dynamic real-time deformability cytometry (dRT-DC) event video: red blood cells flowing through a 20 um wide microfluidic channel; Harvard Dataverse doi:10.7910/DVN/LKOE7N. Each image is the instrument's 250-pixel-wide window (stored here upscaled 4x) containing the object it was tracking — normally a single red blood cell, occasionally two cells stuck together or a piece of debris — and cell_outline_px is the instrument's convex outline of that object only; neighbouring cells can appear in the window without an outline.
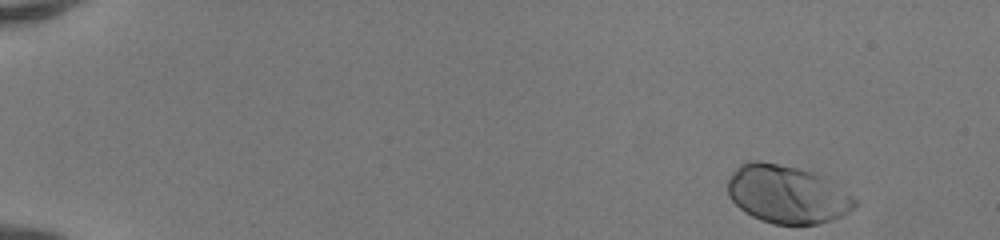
{"species": "human", "species_latin": "Homo sapiens", "temperature_condition": "room temperature", "stored_images_in_passage": 47, "camera_frame_rate_fps": 3000, "um_per_image_px": 0.085, "donor": {"sex": "female"}, "frame": {"image": 1, "passage_image": 1, "time_ms": 0.0, "image_size_px": [1000, 240], "cell_outline_px": [[856, 204], [848, 212], [840, 216], [816, 224], [772, 224], [760, 220], [744, 212], [728, 196], [728, 180], [732, 172], [740, 164], [748, 160], [760, 160], [796, 168], [812, 172], [828, 180], [852, 196], [856, 200]], "centroid_in_image_um": [66.83, 16.51], "position_along_channel_um": 18.2, "area_um2": 42.54}}
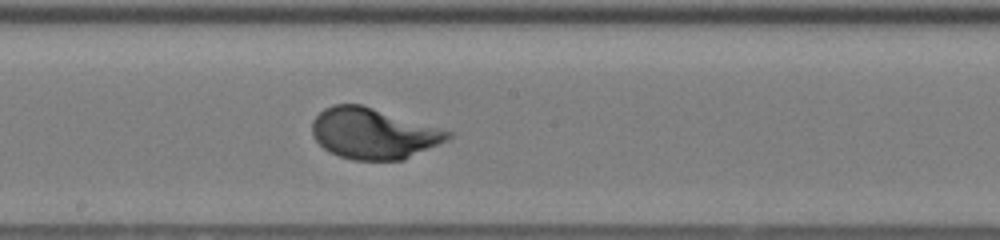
{"frame": {"image": 2, "passage_image": 26, "time_ms": 8.333, "image_size_px": [1000, 240], "cell_outline_px": [[452, 136], [448, 140], [404, 160], [352, 160], [328, 152], [312, 136], [312, 120], [324, 108], [332, 104], [360, 104], [452, 132]], "centroid_in_image_um": [31.7, 11.36], "position_along_channel_um": 216.5, "area_um2": 40.0}}
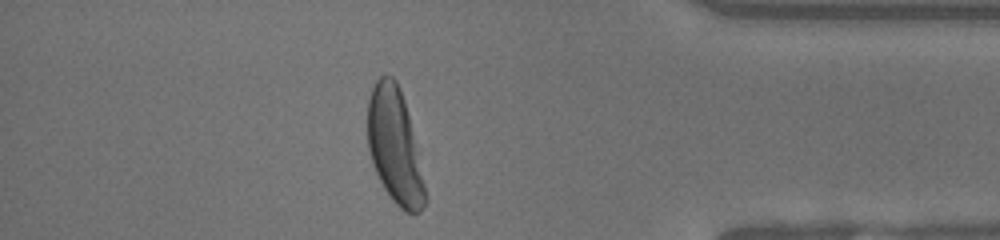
{"frame": {"image": 3, "passage_image": 41, "time_ms": 13.333, "image_size_px": [1000, 240], "cell_outline_px": [[424, 204], [420, 212], [404, 212], [392, 200], [384, 188], [372, 164], [368, 148], [368, 100], [372, 88], [376, 80], [380, 76], [392, 76], [396, 80], [400, 88], [404, 100], [408, 116], [424, 184]], "centroid_in_image_um": [33.5, 12.4], "position_along_channel_um": 401.7, "area_um2": 37.51}, "authors_computed_cell_mechanics": {"area_um2": 40.4022, "velocity_mm_per_s": 4.1558, "shape_relaxation_time_tau1_ms": 2.1486, "shape_relaxation_time_tau2_ms": null, "deformation_change_tau1": 0.1621, "deformation_change_tau2": null}}